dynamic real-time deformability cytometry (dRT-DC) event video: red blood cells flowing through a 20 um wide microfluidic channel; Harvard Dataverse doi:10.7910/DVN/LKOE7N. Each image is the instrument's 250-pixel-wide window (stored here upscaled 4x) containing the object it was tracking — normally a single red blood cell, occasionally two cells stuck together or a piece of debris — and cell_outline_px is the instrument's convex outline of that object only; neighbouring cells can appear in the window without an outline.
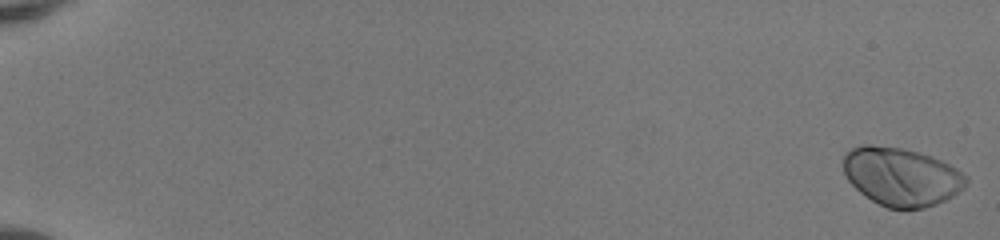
{"species": "human", "species_latin": "Homo sapiens", "temperature_condition": "room temperature", "stored_images_in_passage": 52, "camera_frame_rate_fps": 3000, "um_per_image_px": 0.085, "donor": {"sex": "female"}, "frame": {"image": 1, "passage_image": 1, "time_ms": 0.0, "image_size_px": [1000, 240], "cell_outline_px": [[968, 184], [960, 192], [936, 204], [924, 208], [888, 208], [864, 196], [848, 180], [844, 172], [844, 152], [860, 144], [872, 144], [904, 148], [920, 152], [932, 156], [956, 168], [968, 176]], "centroid_in_image_um": [76.63, 14.99], "position_along_channel_um": 8.4, "area_um2": 41.96}}
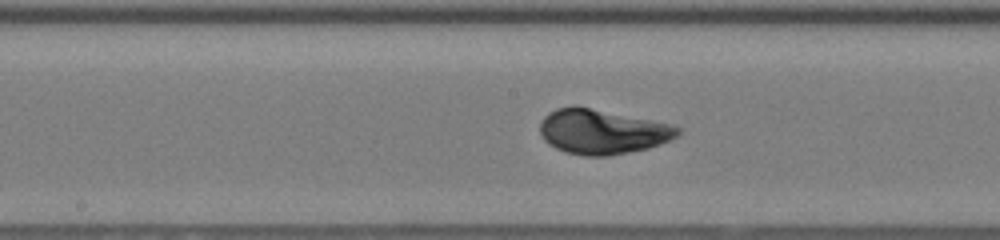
{"frame": {"image": 2, "passage_image": 30, "time_ms": 9.667, "image_size_px": [1000, 240], "cell_outline_px": [[680, 136], [660, 144], [648, 148], [608, 156], [584, 156], [564, 152], [548, 144], [544, 140], [540, 132], [540, 120], [548, 112], [556, 108], [572, 104], [576, 104], [672, 124], [680, 128]], "centroid_in_image_um": [51.17, 11.17], "position_along_channel_um": 197.0, "area_um2": 36.59}}
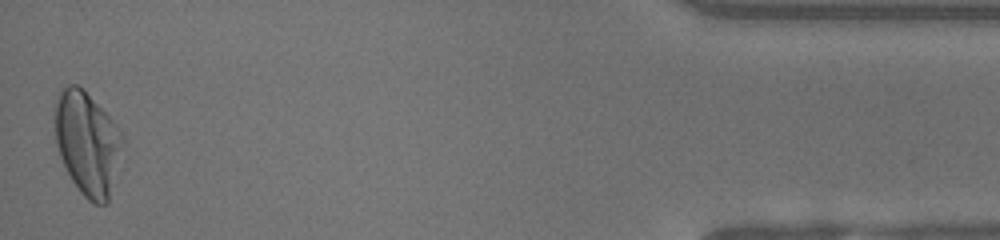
{"frame": {"image": 3, "passage_image": 52, "time_ms": 17.0, "image_size_px": [1000, 240], "cell_outline_px": [[124, 144], [108, 204], [96, 204], [88, 200], [80, 192], [72, 180], [60, 156], [56, 144], [56, 104], [60, 92], [68, 84], [76, 84], [84, 88], [120, 128], [124, 136]], "centroid_in_image_um": [7.47, 12.18], "position_along_channel_um": 427.7, "area_um2": 40.81}, "authors_computed_cell_mechanics": {"area_um2": 36.6452, "velocity_mm_per_s": 4.1075, "shape_relaxation_time_tau1_ms": 2.669, "shape_relaxation_time_tau2_ms": null, "deformation_change_tau1": 0.1904, "deformation_change_tau2": null}}